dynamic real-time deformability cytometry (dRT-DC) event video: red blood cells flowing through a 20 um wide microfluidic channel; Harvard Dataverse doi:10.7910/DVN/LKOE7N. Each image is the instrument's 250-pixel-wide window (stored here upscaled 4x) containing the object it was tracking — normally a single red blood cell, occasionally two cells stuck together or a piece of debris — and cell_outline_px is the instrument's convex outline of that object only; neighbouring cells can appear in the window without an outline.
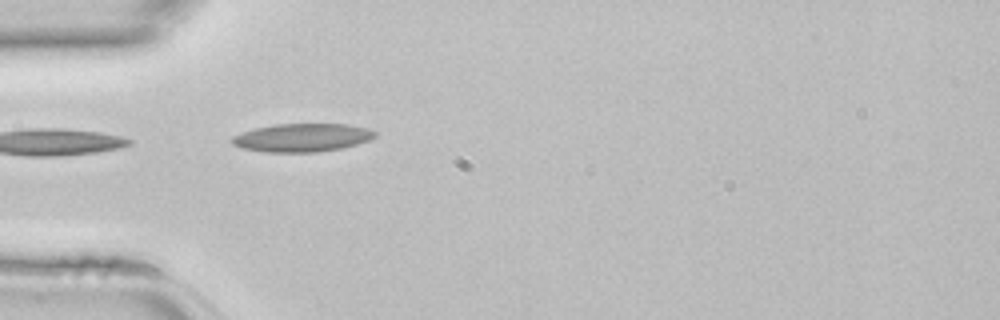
{"species": "common noctule bat (a hibernating species)", "species_latin": "Nyctalus noctula", "temperature_condition": "room temperature", "stored_images_in_passage": 5, "camera_frame_rate_fps": 3000, "um_per_image_px": 0.085, "animal": {"sex": "female", "body_mass_g": 22.7, "forearm_length_mm": 54.2}, "frame": {"image": 1, "passage_image": 1, "time_ms": 0.0, "image_size_px": [1000, 320], "cell_outline_px": [[376, 136], [372, 140], [340, 148], [320, 152], [268, 152], [244, 148], [232, 144], [228, 140], [232, 136], [256, 128], [276, 124], [348, 124], [368, 128], [376, 132]], "centroid_in_image_um": [25.71, 11.7], "position_along_channel_um": 59.3, "area_um2": 23.52}}